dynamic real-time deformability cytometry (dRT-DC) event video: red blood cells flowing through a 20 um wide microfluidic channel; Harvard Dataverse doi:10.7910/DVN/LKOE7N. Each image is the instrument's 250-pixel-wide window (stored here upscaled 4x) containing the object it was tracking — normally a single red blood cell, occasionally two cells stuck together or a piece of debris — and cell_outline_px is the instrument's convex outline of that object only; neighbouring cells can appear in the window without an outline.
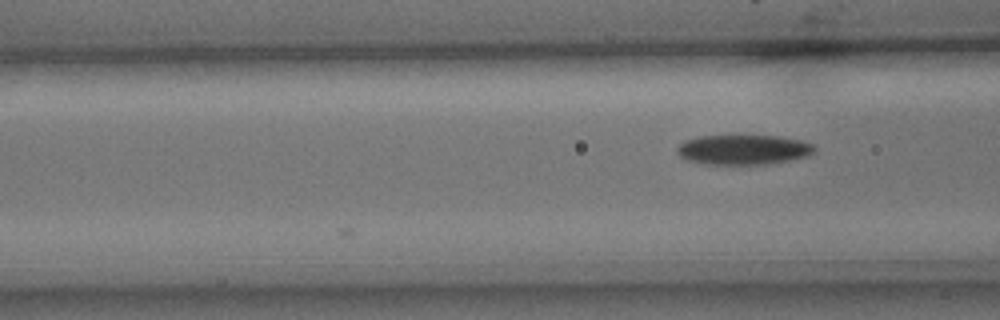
{"species": "common noctule bat (a hibernating species)", "species_latin": "Nyctalus noctula", "temperature_condition": "cold", "stored_images_in_passage": 4, "camera_frame_rate_fps": 3000, "um_per_image_px": 0.085, "animal": {"sex": "male", "body_mass_g": 15.6}, "frame": {"image": 1, "passage_image": 4, "time_ms": 1.0, "image_size_px": [1000, 320], "cell_outline_px": [[816, 148], [808, 156], [768, 164], [704, 164], [688, 160], [680, 156], [676, 152], [676, 148], [684, 140], [700, 136], [780, 136], [800, 140], [812, 144]], "centroid_in_image_um": [63.16, 12.72], "position_along_channel_um": 103.4, "area_um2": 23.81}}